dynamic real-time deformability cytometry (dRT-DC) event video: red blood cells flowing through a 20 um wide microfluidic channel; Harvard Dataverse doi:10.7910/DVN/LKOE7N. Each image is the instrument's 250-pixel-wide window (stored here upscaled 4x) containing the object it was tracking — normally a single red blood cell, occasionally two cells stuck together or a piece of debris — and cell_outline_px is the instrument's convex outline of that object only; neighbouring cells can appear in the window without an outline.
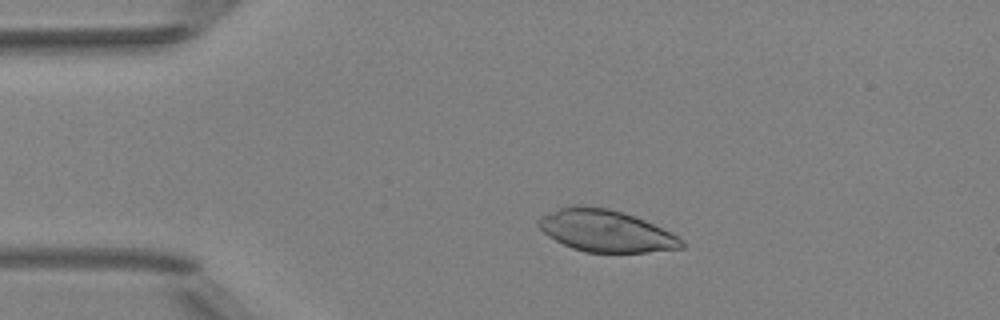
{"species": "Egyptian fruit bat (a non-hibernating species)", "species_latin": "Rousettus aegyptiacus", "temperature_condition": "room temperature", "stored_images_in_passage": 4, "camera_frame_rate_fps": 3000, "um_per_image_px": 0.085, "animal": {"sex": "female"}, "frame": {"image": 1, "passage_image": 2, "time_ms": 1.333, "image_size_px": [1000, 320], "cell_outline_px": [[684, 248], [648, 252], [584, 252], [572, 248], [548, 236], [536, 224], [536, 220], [540, 216], [560, 208], [572, 204], [576, 204], [608, 208], [644, 220], [672, 232], [684, 240]], "centroid_in_image_um": [51.49, 19.62], "position_along_channel_um": 33.5, "area_um2": 34.97}}
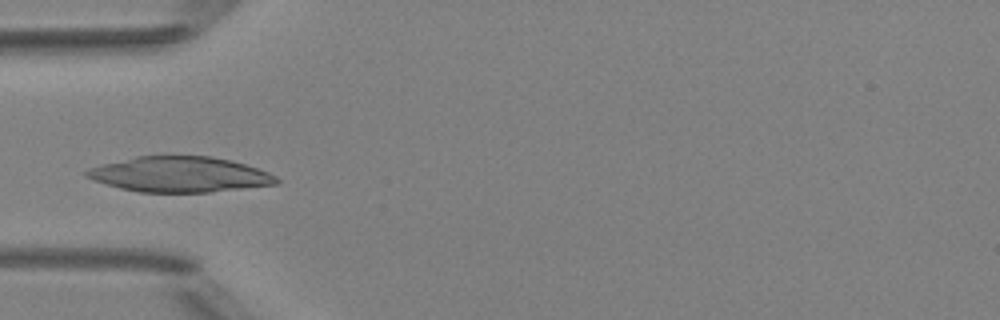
{"frame": {"image": 2, "passage_image": 4, "time_ms": 3.333, "image_size_px": [1000, 320], "cell_outline_px": [[280, 184], [208, 192], [140, 192], [120, 188], [84, 176], [84, 172], [88, 168], [100, 164], [136, 156], [212, 156], [232, 160], [268, 172], [276, 176], [280, 180]], "centroid_in_image_um": [15.28, 14.82], "position_along_channel_um": 69.7, "area_um2": 39.13}}